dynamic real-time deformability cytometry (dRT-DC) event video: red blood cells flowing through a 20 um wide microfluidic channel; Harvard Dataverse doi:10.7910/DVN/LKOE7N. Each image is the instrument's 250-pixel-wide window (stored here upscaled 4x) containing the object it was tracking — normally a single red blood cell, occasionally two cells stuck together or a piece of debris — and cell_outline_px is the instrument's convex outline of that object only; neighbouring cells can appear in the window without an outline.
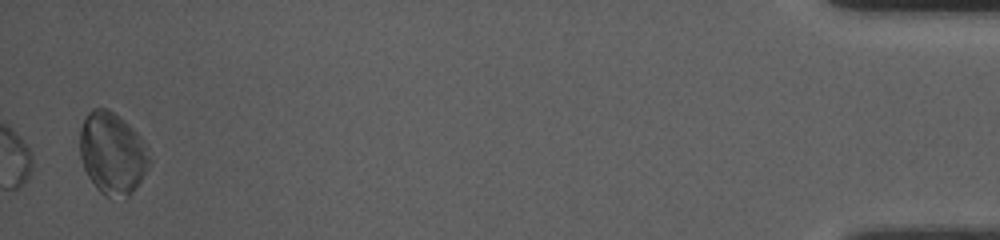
{"species": "common noctule bat (a hibernating species)", "species_latin": "Nyctalus noctula", "temperature_condition": "room temperature", "stored_images_in_passage": 42, "camera_frame_rate_fps": 3000, "um_per_image_px": 0.085, "animal": {"sex": "female", "body_mass_g": 10.0, "forearm_length_mm": 53.1}, "frame": {"image": 1, "passage_image": 42, "time_ms": 13.667, "image_size_px": [1000, 240], "cell_outline_px": [[152, 164], [132, 192], [124, 200], [104, 196], [96, 188], [88, 176], [84, 168], [80, 156], [80, 128], [88, 112], [92, 108], [108, 108], [124, 120], [140, 136], [152, 160]], "centroid_in_image_um": [9.56, 13.06], "position_along_channel_um": 425.6, "area_um2": 33.52}, "authors_computed_cell_mechanics": {"area_um2": 15.606, "velocity_mm_per_s": 3.7883, "shape_relaxation_time_tau1_ms": 8.6285, "shape_relaxation_time_tau2_ms": 0.5329, "deformation_change_tau1": 0.0856, "deformation_change_tau2": 0.0357}}